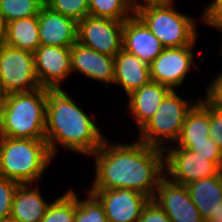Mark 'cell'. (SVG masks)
<instances>
[{
	"instance_id": "obj_1",
	"label": "cell",
	"mask_w": 222,
	"mask_h": 222,
	"mask_svg": "<svg viewBox=\"0 0 222 222\" xmlns=\"http://www.w3.org/2000/svg\"><path fill=\"white\" fill-rule=\"evenodd\" d=\"M135 140V141H134ZM107 139L90 157L95 161L94 181L88 189H131L153 199L165 177L164 150L133 139Z\"/></svg>"
},
{
	"instance_id": "obj_2",
	"label": "cell",
	"mask_w": 222,
	"mask_h": 222,
	"mask_svg": "<svg viewBox=\"0 0 222 222\" xmlns=\"http://www.w3.org/2000/svg\"><path fill=\"white\" fill-rule=\"evenodd\" d=\"M46 127L45 140L51 155L57 147L91 156L102 145L106 136L94 116L87 114L70 93L62 87H45ZM58 144V145H57Z\"/></svg>"
},
{
	"instance_id": "obj_3",
	"label": "cell",
	"mask_w": 222,
	"mask_h": 222,
	"mask_svg": "<svg viewBox=\"0 0 222 222\" xmlns=\"http://www.w3.org/2000/svg\"><path fill=\"white\" fill-rule=\"evenodd\" d=\"M46 96L40 87L2 96L0 137L45 139Z\"/></svg>"
},
{
	"instance_id": "obj_4",
	"label": "cell",
	"mask_w": 222,
	"mask_h": 222,
	"mask_svg": "<svg viewBox=\"0 0 222 222\" xmlns=\"http://www.w3.org/2000/svg\"><path fill=\"white\" fill-rule=\"evenodd\" d=\"M53 160L45 139L0 137L2 177L19 184H36Z\"/></svg>"
},
{
	"instance_id": "obj_5",
	"label": "cell",
	"mask_w": 222,
	"mask_h": 222,
	"mask_svg": "<svg viewBox=\"0 0 222 222\" xmlns=\"http://www.w3.org/2000/svg\"><path fill=\"white\" fill-rule=\"evenodd\" d=\"M175 1L146 4L137 8L134 14L165 48L197 45V19L175 8Z\"/></svg>"
},
{
	"instance_id": "obj_6",
	"label": "cell",
	"mask_w": 222,
	"mask_h": 222,
	"mask_svg": "<svg viewBox=\"0 0 222 222\" xmlns=\"http://www.w3.org/2000/svg\"><path fill=\"white\" fill-rule=\"evenodd\" d=\"M183 97L177 90H172L148 123L140 131L136 130L138 132L137 140L163 150L169 144H175L179 139L188 112L200 99L192 102L191 98L188 100L185 99V96Z\"/></svg>"
},
{
	"instance_id": "obj_7",
	"label": "cell",
	"mask_w": 222,
	"mask_h": 222,
	"mask_svg": "<svg viewBox=\"0 0 222 222\" xmlns=\"http://www.w3.org/2000/svg\"><path fill=\"white\" fill-rule=\"evenodd\" d=\"M34 53L6 44L0 47V94L30 92L40 88Z\"/></svg>"
},
{
	"instance_id": "obj_8",
	"label": "cell",
	"mask_w": 222,
	"mask_h": 222,
	"mask_svg": "<svg viewBox=\"0 0 222 222\" xmlns=\"http://www.w3.org/2000/svg\"><path fill=\"white\" fill-rule=\"evenodd\" d=\"M195 46L164 48L155 60L149 64L151 81L176 91V88L181 87L185 82L191 68L199 69L194 58Z\"/></svg>"
},
{
	"instance_id": "obj_9",
	"label": "cell",
	"mask_w": 222,
	"mask_h": 222,
	"mask_svg": "<svg viewBox=\"0 0 222 222\" xmlns=\"http://www.w3.org/2000/svg\"><path fill=\"white\" fill-rule=\"evenodd\" d=\"M165 176L172 182L187 185L191 182L216 176L221 170L200 154L182 147H166Z\"/></svg>"
},
{
	"instance_id": "obj_10",
	"label": "cell",
	"mask_w": 222,
	"mask_h": 222,
	"mask_svg": "<svg viewBox=\"0 0 222 222\" xmlns=\"http://www.w3.org/2000/svg\"><path fill=\"white\" fill-rule=\"evenodd\" d=\"M123 24L124 21L88 15L78 22L77 41L115 57L122 50Z\"/></svg>"
},
{
	"instance_id": "obj_11",
	"label": "cell",
	"mask_w": 222,
	"mask_h": 222,
	"mask_svg": "<svg viewBox=\"0 0 222 222\" xmlns=\"http://www.w3.org/2000/svg\"><path fill=\"white\" fill-rule=\"evenodd\" d=\"M102 203L108 222H138L150 198L131 189H88Z\"/></svg>"
},
{
	"instance_id": "obj_12",
	"label": "cell",
	"mask_w": 222,
	"mask_h": 222,
	"mask_svg": "<svg viewBox=\"0 0 222 222\" xmlns=\"http://www.w3.org/2000/svg\"><path fill=\"white\" fill-rule=\"evenodd\" d=\"M153 200L165 211L170 222H205L187 186L172 182L166 176L160 181Z\"/></svg>"
},
{
	"instance_id": "obj_13",
	"label": "cell",
	"mask_w": 222,
	"mask_h": 222,
	"mask_svg": "<svg viewBox=\"0 0 222 222\" xmlns=\"http://www.w3.org/2000/svg\"><path fill=\"white\" fill-rule=\"evenodd\" d=\"M71 48L40 45L34 52L35 70L41 87H61L71 76Z\"/></svg>"
},
{
	"instance_id": "obj_14",
	"label": "cell",
	"mask_w": 222,
	"mask_h": 222,
	"mask_svg": "<svg viewBox=\"0 0 222 222\" xmlns=\"http://www.w3.org/2000/svg\"><path fill=\"white\" fill-rule=\"evenodd\" d=\"M71 70L79 72L89 80L103 83L106 87L114 83V57L101 54L76 41L70 52Z\"/></svg>"
},
{
	"instance_id": "obj_15",
	"label": "cell",
	"mask_w": 222,
	"mask_h": 222,
	"mask_svg": "<svg viewBox=\"0 0 222 222\" xmlns=\"http://www.w3.org/2000/svg\"><path fill=\"white\" fill-rule=\"evenodd\" d=\"M40 45L71 48L77 41L78 22L44 4L38 15Z\"/></svg>"
},
{
	"instance_id": "obj_16",
	"label": "cell",
	"mask_w": 222,
	"mask_h": 222,
	"mask_svg": "<svg viewBox=\"0 0 222 222\" xmlns=\"http://www.w3.org/2000/svg\"><path fill=\"white\" fill-rule=\"evenodd\" d=\"M164 48L159 39L135 14L124 21L122 50L150 64Z\"/></svg>"
},
{
	"instance_id": "obj_17",
	"label": "cell",
	"mask_w": 222,
	"mask_h": 222,
	"mask_svg": "<svg viewBox=\"0 0 222 222\" xmlns=\"http://www.w3.org/2000/svg\"><path fill=\"white\" fill-rule=\"evenodd\" d=\"M171 91L167 86L150 80L145 86L127 96V112L129 110V114L135 120L137 130L140 131L148 123Z\"/></svg>"
},
{
	"instance_id": "obj_18",
	"label": "cell",
	"mask_w": 222,
	"mask_h": 222,
	"mask_svg": "<svg viewBox=\"0 0 222 222\" xmlns=\"http://www.w3.org/2000/svg\"><path fill=\"white\" fill-rule=\"evenodd\" d=\"M35 187V188H34ZM35 184H19L12 203L9 221L40 222L50 205Z\"/></svg>"
},
{
	"instance_id": "obj_19",
	"label": "cell",
	"mask_w": 222,
	"mask_h": 222,
	"mask_svg": "<svg viewBox=\"0 0 222 222\" xmlns=\"http://www.w3.org/2000/svg\"><path fill=\"white\" fill-rule=\"evenodd\" d=\"M149 64L121 50L114 57V83L121 86L128 96L150 81Z\"/></svg>"
},
{
	"instance_id": "obj_20",
	"label": "cell",
	"mask_w": 222,
	"mask_h": 222,
	"mask_svg": "<svg viewBox=\"0 0 222 222\" xmlns=\"http://www.w3.org/2000/svg\"><path fill=\"white\" fill-rule=\"evenodd\" d=\"M186 186L204 221L222 206V170L216 176L197 180Z\"/></svg>"
},
{
	"instance_id": "obj_21",
	"label": "cell",
	"mask_w": 222,
	"mask_h": 222,
	"mask_svg": "<svg viewBox=\"0 0 222 222\" xmlns=\"http://www.w3.org/2000/svg\"><path fill=\"white\" fill-rule=\"evenodd\" d=\"M210 104L203 98L188 112L179 139L168 147L189 149L193 142L206 141L209 137ZM174 145V146H173Z\"/></svg>"
},
{
	"instance_id": "obj_22",
	"label": "cell",
	"mask_w": 222,
	"mask_h": 222,
	"mask_svg": "<svg viewBox=\"0 0 222 222\" xmlns=\"http://www.w3.org/2000/svg\"><path fill=\"white\" fill-rule=\"evenodd\" d=\"M6 45L34 53L40 46L38 16L6 24Z\"/></svg>"
},
{
	"instance_id": "obj_23",
	"label": "cell",
	"mask_w": 222,
	"mask_h": 222,
	"mask_svg": "<svg viewBox=\"0 0 222 222\" xmlns=\"http://www.w3.org/2000/svg\"><path fill=\"white\" fill-rule=\"evenodd\" d=\"M64 192L51 200L40 222H74L75 191L69 188Z\"/></svg>"
},
{
	"instance_id": "obj_24",
	"label": "cell",
	"mask_w": 222,
	"mask_h": 222,
	"mask_svg": "<svg viewBox=\"0 0 222 222\" xmlns=\"http://www.w3.org/2000/svg\"><path fill=\"white\" fill-rule=\"evenodd\" d=\"M127 0H89V15L126 21L134 15Z\"/></svg>"
},
{
	"instance_id": "obj_25",
	"label": "cell",
	"mask_w": 222,
	"mask_h": 222,
	"mask_svg": "<svg viewBox=\"0 0 222 222\" xmlns=\"http://www.w3.org/2000/svg\"><path fill=\"white\" fill-rule=\"evenodd\" d=\"M44 0H0V16L7 24L11 21L38 16Z\"/></svg>"
},
{
	"instance_id": "obj_26",
	"label": "cell",
	"mask_w": 222,
	"mask_h": 222,
	"mask_svg": "<svg viewBox=\"0 0 222 222\" xmlns=\"http://www.w3.org/2000/svg\"><path fill=\"white\" fill-rule=\"evenodd\" d=\"M86 193L83 199L75 191L74 222H108L100 200L91 191L86 190Z\"/></svg>"
},
{
	"instance_id": "obj_27",
	"label": "cell",
	"mask_w": 222,
	"mask_h": 222,
	"mask_svg": "<svg viewBox=\"0 0 222 222\" xmlns=\"http://www.w3.org/2000/svg\"><path fill=\"white\" fill-rule=\"evenodd\" d=\"M45 4L77 22L89 15V0H46Z\"/></svg>"
},
{
	"instance_id": "obj_28",
	"label": "cell",
	"mask_w": 222,
	"mask_h": 222,
	"mask_svg": "<svg viewBox=\"0 0 222 222\" xmlns=\"http://www.w3.org/2000/svg\"><path fill=\"white\" fill-rule=\"evenodd\" d=\"M19 183L0 176V222L10 219L14 195Z\"/></svg>"
},
{
	"instance_id": "obj_29",
	"label": "cell",
	"mask_w": 222,
	"mask_h": 222,
	"mask_svg": "<svg viewBox=\"0 0 222 222\" xmlns=\"http://www.w3.org/2000/svg\"><path fill=\"white\" fill-rule=\"evenodd\" d=\"M191 151L206 157L209 161L213 162L220 170H222V151L212 141V138L207 137L206 141L193 142L189 148Z\"/></svg>"
},
{
	"instance_id": "obj_30",
	"label": "cell",
	"mask_w": 222,
	"mask_h": 222,
	"mask_svg": "<svg viewBox=\"0 0 222 222\" xmlns=\"http://www.w3.org/2000/svg\"><path fill=\"white\" fill-rule=\"evenodd\" d=\"M218 72L217 75H213V81L207 84L203 98L212 106L222 108V69Z\"/></svg>"
},
{
	"instance_id": "obj_31",
	"label": "cell",
	"mask_w": 222,
	"mask_h": 222,
	"mask_svg": "<svg viewBox=\"0 0 222 222\" xmlns=\"http://www.w3.org/2000/svg\"><path fill=\"white\" fill-rule=\"evenodd\" d=\"M209 136L222 151V108L210 104Z\"/></svg>"
},
{
	"instance_id": "obj_32",
	"label": "cell",
	"mask_w": 222,
	"mask_h": 222,
	"mask_svg": "<svg viewBox=\"0 0 222 222\" xmlns=\"http://www.w3.org/2000/svg\"><path fill=\"white\" fill-rule=\"evenodd\" d=\"M138 222H170V219L165 211L153 199H150L144 206Z\"/></svg>"
},
{
	"instance_id": "obj_33",
	"label": "cell",
	"mask_w": 222,
	"mask_h": 222,
	"mask_svg": "<svg viewBox=\"0 0 222 222\" xmlns=\"http://www.w3.org/2000/svg\"><path fill=\"white\" fill-rule=\"evenodd\" d=\"M202 10L201 22H222V0H212Z\"/></svg>"
},
{
	"instance_id": "obj_34",
	"label": "cell",
	"mask_w": 222,
	"mask_h": 222,
	"mask_svg": "<svg viewBox=\"0 0 222 222\" xmlns=\"http://www.w3.org/2000/svg\"><path fill=\"white\" fill-rule=\"evenodd\" d=\"M168 0H127L128 4L132 7L135 11L137 8L144 6L146 4H154V3H161Z\"/></svg>"
},
{
	"instance_id": "obj_35",
	"label": "cell",
	"mask_w": 222,
	"mask_h": 222,
	"mask_svg": "<svg viewBox=\"0 0 222 222\" xmlns=\"http://www.w3.org/2000/svg\"><path fill=\"white\" fill-rule=\"evenodd\" d=\"M6 43V23L0 16V47Z\"/></svg>"
},
{
	"instance_id": "obj_36",
	"label": "cell",
	"mask_w": 222,
	"mask_h": 222,
	"mask_svg": "<svg viewBox=\"0 0 222 222\" xmlns=\"http://www.w3.org/2000/svg\"><path fill=\"white\" fill-rule=\"evenodd\" d=\"M205 222H222V206L220 209L213 213V215L209 216Z\"/></svg>"
},
{
	"instance_id": "obj_37",
	"label": "cell",
	"mask_w": 222,
	"mask_h": 222,
	"mask_svg": "<svg viewBox=\"0 0 222 222\" xmlns=\"http://www.w3.org/2000/svg\"><path fill=\"white\" fill-rule=\"evenodd\" d=\"M202 23H205V25L215 28L218 32L222 33V22H202ZM220 50L221 51L219 52V55L222 57V48Z\"/></svg>"
},
{
	"instance_id": "obj_38",
	"label": "cell",
	"mask_w": 222,
	"mask_h": 222,
	"mask_svg": "<svg viewBox=\"0 0 222 222\" xmlns=\"http://www.w3.org/2000/svg\"><path fill=\"white\" fill-rule=\"evenodd\" d=\"M2 95L0 94V109H1Z\"/></svg>"
}]
</instances>
